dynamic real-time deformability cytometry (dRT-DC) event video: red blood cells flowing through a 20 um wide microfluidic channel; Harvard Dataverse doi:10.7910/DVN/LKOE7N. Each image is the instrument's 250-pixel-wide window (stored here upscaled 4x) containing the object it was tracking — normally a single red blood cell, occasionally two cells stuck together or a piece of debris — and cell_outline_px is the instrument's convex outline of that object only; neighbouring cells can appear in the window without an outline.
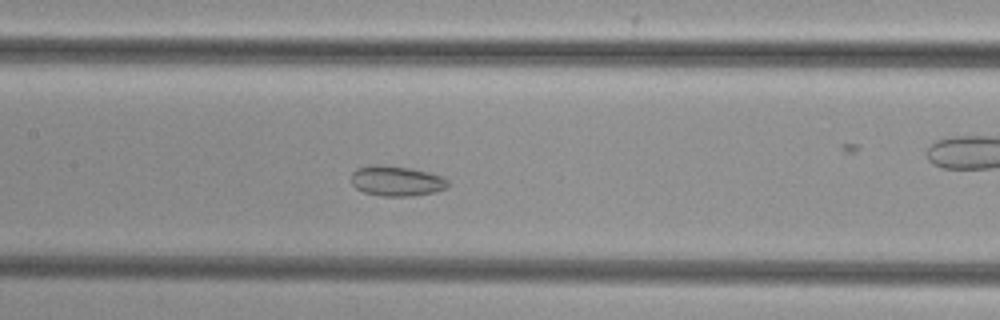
{"species": "common noctule bat (a hibernating species)", "species_latin": "Nyctalus noctula", "temperature_condition": "cold", "stored_images_in_passage": 49, "camera_frame_rate_fps": 3000, "um_per_image_px": 0.085, "animal": {"sex": "female", "body_mass_g": 29.2, "forearm_length_mm": 56.3}, "frame": {"image": 1, "passage_image": 21, "time_ms": 6.667, "image_size_px": [1000, 320], "cell_outline_px": [[448, 188], [436, 192], [412, 196], [384, 196], [364, 192], [356, 188], [352, 184], [352, 172], [356, 168], [372, 164], [384, 164], [412, 168], [428, 172], [440, 176], [448, 180]], "centroid_in_image_um": [33.7, 15.37], "position_along_channel_um": 173.7, "area_um2": 17.22}}
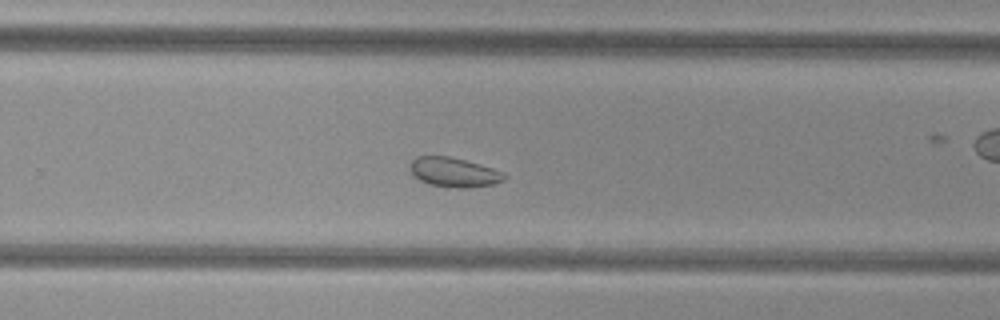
{"frame": {"image": 2, "passage_image": 30, "time_ms": 9.667, "image_size_px": [1000, 320], "cell_outline_px": [[508, 176], [504, 180], [492, 184], [468, 188], [456, 188], [428, 184], [420, 180], [408, 168], [412, 160], [416, 156], [448, 156], [464, 160], [492, 168], [504, 172]], "centroid_in_image_um": [38.58, 14.64], "position_along_channel_um": 291.2, "area_um2": 16.13}}
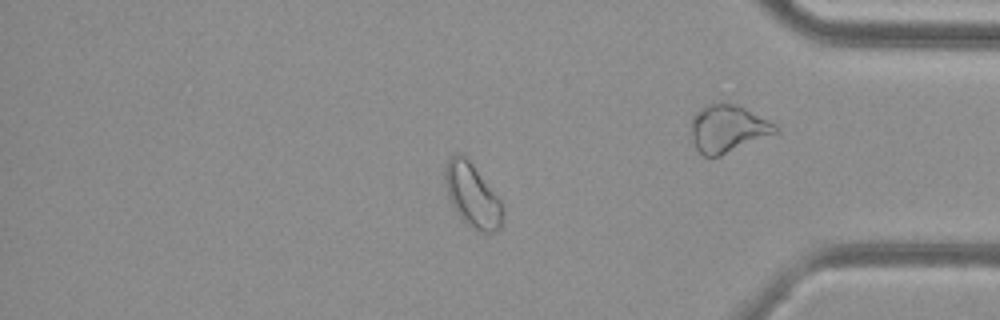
{"frame": {"image": 3, "passage_image": 40, "time_ms": 13.0, "image_size_px": [1000, 320], "cell_outline_px": [[504, 216], [500, 228], [492, 232], [480, 232], [472, 228], [456, 212], [448, 196], [444, 180], [444, 168], [448, 160], [456, 152], [460, 152], [472, 164], [504, 204]], "centroid_in_image_um": [40.16, 16.61], "position_along_channel_um": 395.0, "area_um2": 21.39}}